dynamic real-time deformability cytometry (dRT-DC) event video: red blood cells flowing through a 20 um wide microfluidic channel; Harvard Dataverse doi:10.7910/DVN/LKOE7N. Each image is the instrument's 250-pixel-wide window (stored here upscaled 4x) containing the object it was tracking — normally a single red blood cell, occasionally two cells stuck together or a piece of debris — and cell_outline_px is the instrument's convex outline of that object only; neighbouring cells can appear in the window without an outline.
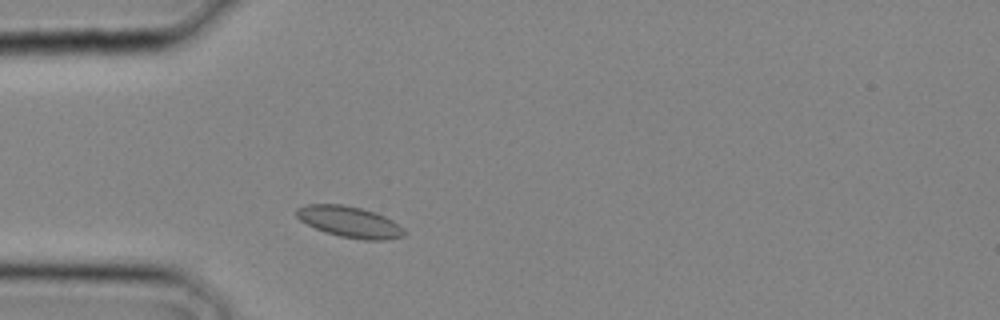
{"species": "common noctule bat (a hibernating species)", "species_latin": "Nyctalus noctula", "temperature_condition": "cold", "stored_images_in_passage": 24, "camera_frame_rate_fps": 3000, "um_per_image_px": 0.085, "animal": {"sex": "male", "body_mass_g": 20.4}, "frame": {"image": 1, "passage_image": 3, "time_ms": 0.667, "image_size_px": [1000, 320], "cell_outline_px": [[408, 232], [404, 236], [384, 240], [364, 240], [340, 236], [324, 232], [300, 220], [296, 216], [296, 208], [304, 204], [344, 204], [376, 212], [392, 220], [404, 228]], "centroid_in_image_um": [29.73, 18.85], "position_along_channel_um": 55.3, "area_um2": 19.65}}
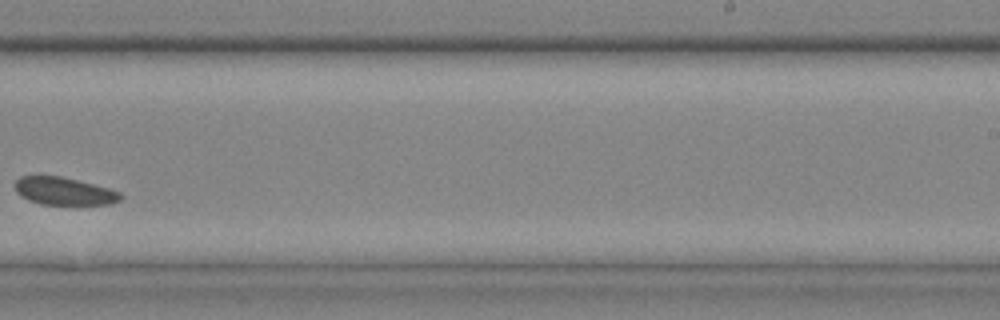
{"frame": {"image": 2, "passage_image": 14, "time_ms": 4.333, "image_size_px": [1000, 320], "cell_outline_px": [[124, 196], [120, 200], [112, 204], [40, 204], [28, 200], [20, 196], [16, 192], [16, 180], [20, 176], [60, 176], [108, 188], [120, 192]], "centroid_in_image_um": [5.44, 16.25], "position_along_channel_um": 283.6, "area_um2": 16.88}}
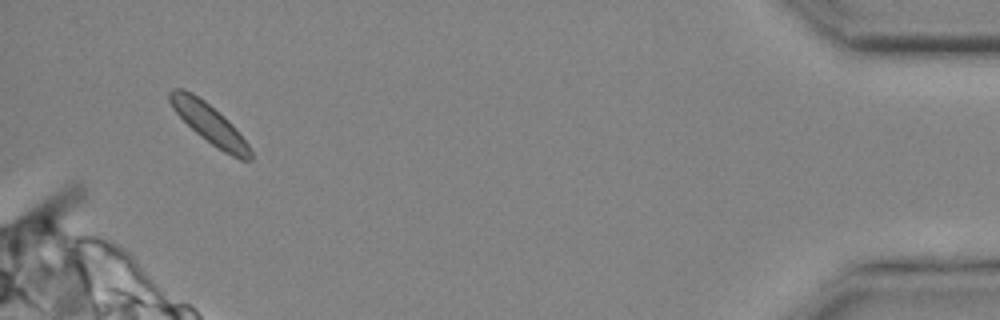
{"frame": {"image": 3, "passage_image": 23, "time_ms": 7.333, "image_size_px": [1000, 320], "cell_outline_px": [[252, 160], [240, 160], [224, 152], [200, 136], [172, 108], [168, 100], [168, 92], [172, 88], [184, 88], [192, 92], [204, 100], [228, 120], [236, 128], [248, 144], [252, 152]], "centroid_in_image_um": [17.79, 10.49], "position_along_channel_um": 417.4, "area_um2": 18.5}}